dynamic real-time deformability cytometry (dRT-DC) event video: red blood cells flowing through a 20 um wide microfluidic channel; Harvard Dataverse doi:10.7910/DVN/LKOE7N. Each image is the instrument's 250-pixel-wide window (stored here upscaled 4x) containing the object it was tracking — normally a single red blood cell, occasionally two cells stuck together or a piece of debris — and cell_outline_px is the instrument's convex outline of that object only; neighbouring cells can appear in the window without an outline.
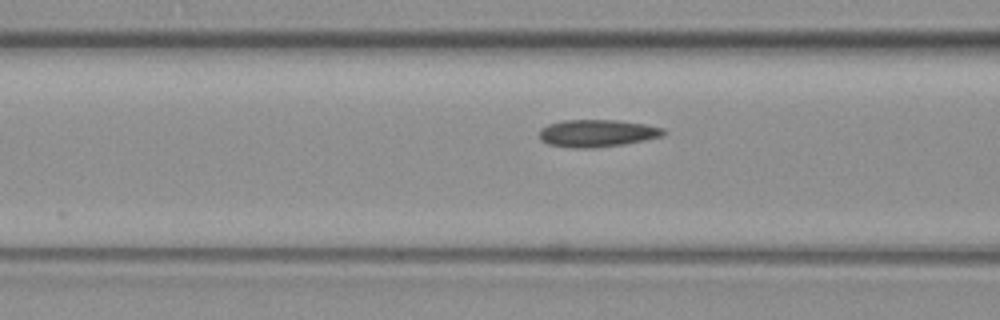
{"species": "common noctule bat (a hibernating species)", "species_latin": "Nyctalus noctula", "temperature_condition": "warm", "stored_images_in_passage": 32, "camera_frame_rate_fps": 3000, "um_per_image_px": 0.085, "animal": {"sex": "female", "body_mass_g": 19.3, "forearm_length_mm": 54.1}, "frame": {"image": 1, "passage_image": 12, "time_ms": 3.667, "image_size_px": [1000, 320], "cell_outline_px": [[668, 132], [664, 136], [624, 144], [596, 148], [572, 148], [548, 144], [540, 140], [540, 128], [548, 124], [564, 120], [620, 120], [644, 124], [664, 128]], "centroid_in_image_um": [50.78, 11.32], "position_along_channel_um": 115.8, "area_um2": 20.0}}
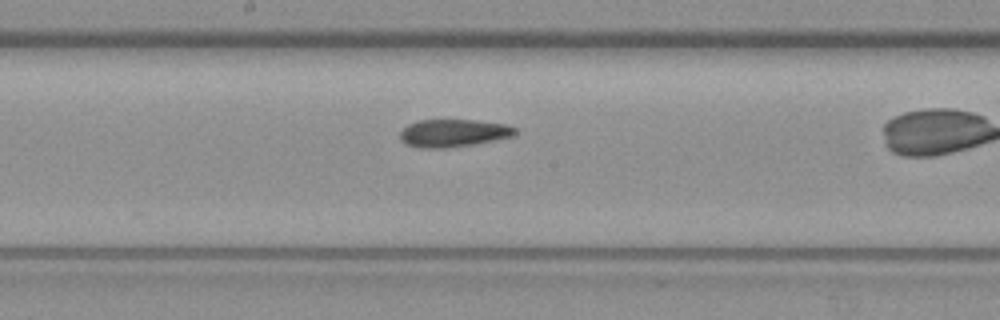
{"frame": {"image": 2, "passage_image": 19, "time_ms": 6.0, "image_size_px": [1000, 320], "cell_outline_px": [[516, 132], [512, 136], [472, 144], [444, 148], [420, 148], [404, 144], [400, 140], [400, 132], [408, 124], [416, 120], [476, 120], [508, 124], [516, 128]], "centroid_in_image_um": [38.49, 11.3], "position_along_channel_um": 209.7, "area_um2": 18.55}}
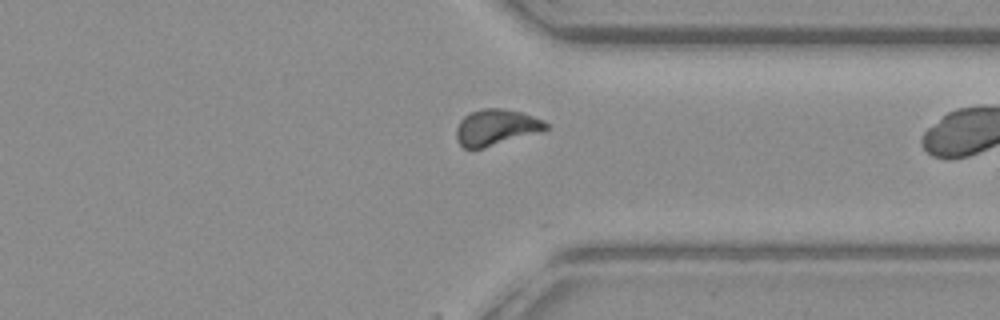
{"frame": {"image": 3, "passage_image": 31, "time_ms": 10.0, "image_size_px": [1000, 320], "cell_outline_px": [[548, 128], [484, 148], [464, 148], [456, 140], [456, 128], [460, 120], [468, 112], [484, 108], [504, 108], [520, 112], [544, 120], [548, 124]], "centroid_in_image_um": [42.1, 10.8], "position_along_channel_um": 369.3, "area_um2": 18.55}}